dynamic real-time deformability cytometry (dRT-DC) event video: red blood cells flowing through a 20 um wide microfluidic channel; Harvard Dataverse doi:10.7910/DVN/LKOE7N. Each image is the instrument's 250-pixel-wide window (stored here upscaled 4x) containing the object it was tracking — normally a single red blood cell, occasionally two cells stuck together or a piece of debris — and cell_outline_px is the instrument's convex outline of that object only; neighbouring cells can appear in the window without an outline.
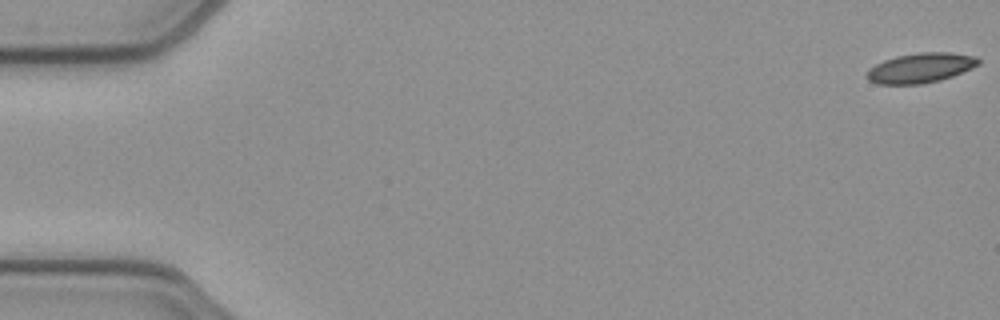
{"species": "common noctule bat (a hibernating species)", "species_latin": "Nyctalus noctula", "temperature_condition": "cold", "stored_images_in_passage": 52, "camera_frame_rate_fps": 3000, "um_per_image_px": 0.085, "animal": {"sex": "female", "body_mass_g": 21.9}, "frame": {"image": 1, "passage_image": 1, "time_ms": 0.0, "image_size_px": [1000, 320], "cell_outline_px": [[980, 64], [952, 76], [940, 80], [920, 84], [876, 84], [868, 80], [864, 76], [868, 68], [884, 60], [896, 56], [920, 52], [952, 52], [976, 56], [980, 60]], "centroid_in_image_um": [78.21, 5.77], "position_along_channel_um": 6.8, "area_um2": 19.54}}
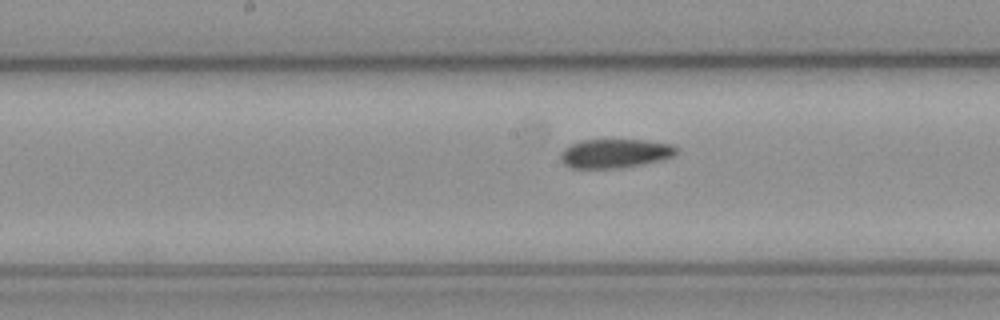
{"frame": {"image": 2, "passage_image": 27, "time_ms": 8.667, "image_size_px": [1000, 320], "cell_outline_px": [[680, 148], [672, 156], [660, 160], [640, 164], [616, 168], [572, 168], [564, 164], [560, 160], [560, 152], [564, 148], [580, 140], [644, 140], [672, 144]], "centroid_in_image_um": [52.25, 13.03], "position_along_channel_um": 196.0, "area_um2": 19.48}}
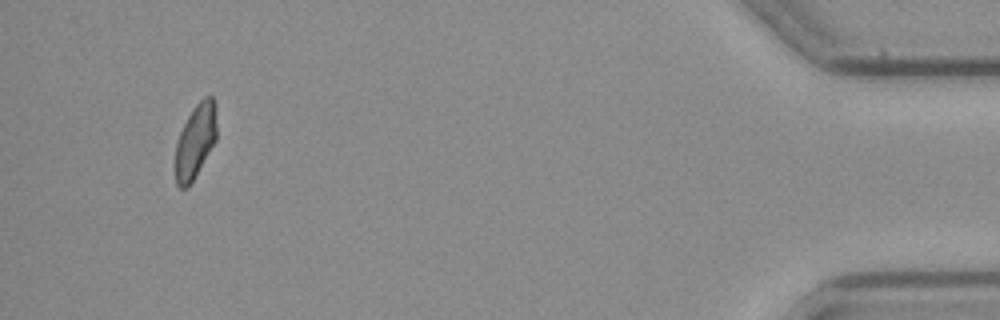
{"frame": {"image": 3, "passage_image": 50, "time_ms": 16.333, "image_size_px": [1000, 320], "cell_outline_px": [[216, 140], [188, 188], [180, 188], [176, 184], [176, 144], [180, 132], [188, 116], [196, 104], [204, 96], [212, 96], [216, 104]], "centroid_in_image_um": [16.62, 11.97], "position_along_channel_um": 418.6, "area_um2": 17.69}, "authors_computed_cell_mechanics": {"area_um2": 19.9121, "velocity_mm_per_s": 3.9216, "shape_relaxation_time_tau1_ms": null, "shape_relaxation_time_tau2_ms": 10.6763, "deformation_change_tau1": null, "deformation_change_tau2": 0.2038}}